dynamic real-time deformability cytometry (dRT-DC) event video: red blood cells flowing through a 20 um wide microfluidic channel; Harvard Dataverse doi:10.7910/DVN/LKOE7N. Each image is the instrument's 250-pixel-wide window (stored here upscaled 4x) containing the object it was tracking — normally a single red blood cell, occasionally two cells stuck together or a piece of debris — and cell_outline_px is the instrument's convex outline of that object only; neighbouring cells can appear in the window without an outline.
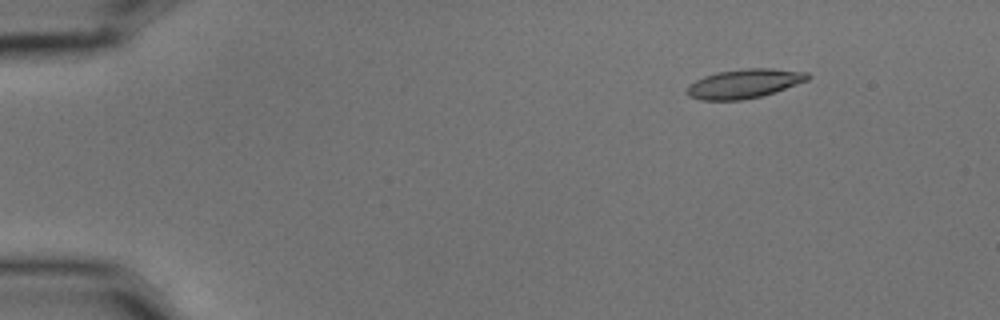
{"species": "common noctule bat (a hibernating species)", "species_latin": "Nyctalus noctula", "temperature_condition": "cold", "stored_images_in_passage": 6, "camera_frame_rate_fps": 3000, "um_per_image_px": 0.085, "animal": {"sex": "male", "body_mass_g": 15.6}, "frame": {"image": 1, "passage_image": 2, "time_ms": 0.333, "image_size_px": [1000, 320], "cell_outline_px": [[812, 76], [808, 80], [776, 92], [760, 96], [740, 100], [704, 100], [688, 96], [684, 92], [688, 84], [704, 76], [716, 72], [748, 68], [772, 68], [808, 72]], "centroid_in_image_um": [63.26, 7.1], "position_along_channel_um": 21.7, "area_um2": 20.69}}
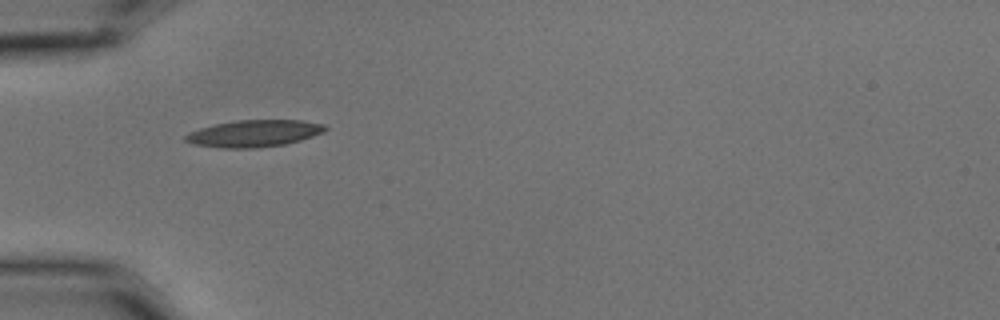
{"frame": {"image": 2, "passage_image": 5, "time_ms": 1.333, "image_size_px": [1000, 320], "cell_outline_px": [[328, 128], [324, 132], [300, 140], [284, 144], [252, 148], [224, 148], [196, 144], [184, 140], [184, 136], [200, 128], [216, 124], [236, 120], [300, 120], [324, 124]], "centroid_in_image_um": [21.63, 11.33], "position_along_channel_um": 63.4, "area_um2": 21.56}}
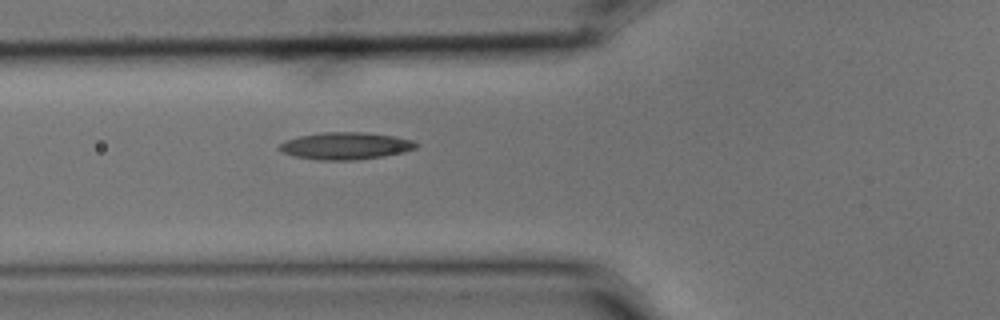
{"frame": {"image": 3, "passage_image": 6, "time_ms": 1.667, "image_size_px": [1000, 320], "cell_outline_px": [[420, 144], [416, 148], [404, 152], [384, 156], [356, 160], [320, 160], [296, 156], [280, 152], [276, 148], [284, 140], [300, 136], [324, 132], [364, 132], [392, 136], [412, 140]], "centroid_in_image_um": [29.36, 12.4], "position_along_channel_um": 96.4, "area_um2": 21.68}}